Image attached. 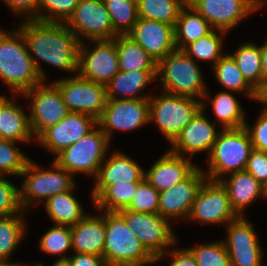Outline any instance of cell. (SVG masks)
Segmentation results:
<instances>
[{"instance_id":"1","label":"cell","mask_w":267,"mask_h":266,"mask_svg":"<svg viewBox=\"0 0 267 266\" xmlns=\"http://www.w3.org/2000/svg\"><path fill=\"white\" fill-rule=\"evenodd\" d=\"M18 29L43 81L46 75L38 62L39 59L67 72L78 71L81 42L66 23L25 20Z\"/></svg>"},{"instance_id":"2","label":"cell","mask_w":267,"mask_h":266,"mask_svg":"<svg viewBox=\"0 0 267 266\" xmlns=\"http://www.w3.org/2000/svg\"><path fill=\"white\" fill-rule=\"evenodd\" d=\"M0 79L14 95H22L43 81L18 28L12 32L0 30Z\"/></svg>"},{"instance_id":"3","label":"cell","mask_w":267,"mask_h":266,"mask_svg":"<svg viewBox=\"0 0 267 266\" xmlns=\"http://www.w3.org/2000/svg\"><path fill=\"white\" fill-rule=\"evenodd\" d=\"M104 219L103 257L107 266H146L154 263V257L117 212H104Z\"/></svg>"},{"instance_id":"4","label":"cell","mask_w":267,"mask_h":266,"mask_svg":"<svg viewBox=\"0 0 267 266\" xmlns=\"http://www.w3.org/2000/svg\"><path fill=\"white\" fill-rule=\"evenodd\" d=\"M221 130L208 155V173L205 176L212 181H220L227 172L245 170L253 149L245 127Z\"/></svg>"},{"instance_id":"5","label":"cell","mask_w":267,"mask_h":266,"mask_svg":"<svg viewBox=\"0 0 267 266\" xmlns=\"http://www.w3.org/2000/svg\"><path fill=\"white\" fill-rule=\"evenodd\" d=\"M163 92L192 98H209L197 63L182 50H175L157 63Z\"/></svg>"},{"instance_id":"6","label":"cell","mask_w":267,"mask_h":266,"mask_svg":"<svg viewBox=\"0 0 267 266\" xmlns=\"http://www.w3.org/2000/svg\"><path fill=\"white\" fill-rule=\"evenodd\" d=\"M50 170L38 166L31 159L26 163L19 176H24L22 188L19 189V199L23 211L38 200L46 201L53 195L67 192L75 186L73 175L61 167L55 160ZM33 202V203H32ZM30 205V206H29Z\"/></svg>"},{"instance_id":"7","label":"cell","mask_w":267,"mask_h":266,"mask_svg":"<svg viewBox=\"0 0 267 266\" xmlns=\"http://www.w3.org/2000/svg\"><path fill=\"white\" fill-rule=\"evenodd\" d=\"M162 94L149 98V122H156L161 133L172 143L202 109L203 102L187 96Z\"/></svg>"},{"instance_id":"8","label":"cell","mask_w":267,"mask_h":266,"mask_svg":"<svg viewBox=\"0 0 267 266\" xmlns=\"http://www.w3.org/2000/svg\"><path fill=\"white\" fill-rule=\"evenodd\" d=\"M96 127L56 156L55 161L72 175L97 176L110 141L98 124Z\"/></svg>"},{"instance_id":"9","label":"cell","mask_w":267,"mask_h":266,"mask_svg":"<svg viewBox=\"0 0 267 266\" xmlns=\"http://www.w3.org/2000/svg\"><path fill=\"white\" fill-rule=\"evenodd\" d=\"M117 213L124 219L127 227L136 234V237L145 249L154 257V262L165 255L170 245L176 242L175 235L167 218L159 213H138L130 210H119Z\"/></svg>"},{"instance_id":"10","label":"cell","mask_w":267,"mask_h":266,"mask_svg":"<svg viewBox=\"0 0 267 266\" xmlns=\"http://www.w3.org/2000/svg\"><path fill=\"white\" fill-rule=\"evenodd\" d=\"M22 95L26 99H31L29 122L32 134L36 139L70 112L59 87L55 83L47 86L42 81Z\"/></svg>"},{"instance_id":"11","label":"cell","mask_w":267,"mask_h":266,"mask_svg":"<svg viewBox=\"0 0 267 266\" xmlns=\"http://www.w3.org/2000/svg\"><path fill=\"white\" fill-rule=\"evenodd\" d=\"M54 83L59 87L70 112L86 113L96 120L101 117L108 100L106 85L85 79L78 73Z\"/></svg>"},{"instance_id":"12","label":"cell","mask_w":267,"mask_h":266,"mask_svg":"<svg viewBox=\"0 0 267 266\" xmlns=\"http://www.w3.org/2000/svg\"><path fill=\"white\" fill-rule=\"evenodd\" d=\"M94 42L92 49L83 41L80 43L77 73L85 79L106 85L120 71L116 37Z\"/></svg>"},{"instance_id":"13","label":"cell","mask_w":267,"mask_h":266,"mask_svg":"<svg viewBox=\"0 0 267 266\" xmlns=\"http://www.w3.org/2000/svg\"><path fill=\"white\" fill-rule=\"evenodd\" d=\"M66 24L80 42L84 36L92 42L113 40L118 35L103 0H80Z\"/></svg>"},{"instance_id":"14","label":"cell","mask_w":267,"mask_h":266,"mask_svg":"<svg viewBox=\"0 0 267 266\" xmlns=\"http://www.w3.org/2000/svg\"><path fill=\"white\" fill-rule=\"evenodd\" d=\"M238 217L221 182L206 179L196 195L188 218L207 224H228Z\"/></svg>"},{"instance_id":"15","label":"cell","mask_w":267,"mask_h":266,"mask_svg":"<svg viewBox=\"0 0 267 266\" xmlns=\"http://www.w3.org/2000/svg\"><path fill=\"white\" fill-rule=\"evenodd\" d=\"M149 123V99H108L97 124L111 139L112 130L132 131Z\"/></svg>"},{"instance_id":"16","label":"cell","mask_w":267,"mask_h":266,"mask_svg":"<svg viewBox=\"0 0 267 266\" xmlns=\"http://www.w3.org/2000/svg\"><path fill=\"white\" fill-rule=\"evenodd\" d=\"M187 3L222 35L258 9L255 0H189Z\"/></svg>"},{"instance_id":"17","label":"cell","mask_w":267,"mask_h":266,"mask_svg":"<svg viewBox=\"0 0 267 266\" xmlns=\"http://www.w3.org/2000/svg\"><path fill=\"white\" fill-rule=\"evenodd\" d=\"M224 241L232 266H262L264 255L255 230L246 218L239 216L227 224Z\"/></svg>"},{"instance_id":"18","label":"cell","mask_w":267,"mask_h":266,"mask_svg":"<svg viewBox=\"0 0 267 266\" xmlns=\"http://www.w3.org/2000/svg\"><path fill=\"white\" fill-rule=\"evenodd\" d=\"M206 179L205 172L197 167L182 182L159 192L158 213L168 220L188 218L196 195Z\"/></svg>"},{"instance_id":"19","label":"cell","mask_w":267,"mask_h":266,"mask_svg":"<svg viewBox=\"0 0 267 266\" xmlns=\"http://www.w3.org/2000/svg\"><path fill=\"white\" fill-rule=\"evenodd\" d=\"M97 125V120L86 113L69 112L55 126L45 130L38 143L56 156L64 149L78 142Z\"/></svg>"},{"instance_id":"20","label":"cell","mask_w":267,"mask_h":266,"mask_svg":"<svg viewBox=\"0 0 267 266\" xmlns=\"http://www.w3.org/2000/svg\"><path fill=\"white\" fill-rule=\"evenodd\" d=\"M158 63L176 50L174 26L139 18L127 34Z\"/></svg>"},{"instance_id":"21","label":"cell","mask_w":267,"mask_h":266,"mask_svg":"<svg viewBox=\"0 0 267 266\" xmlns=\"http://www.w3.org/2000/svg\"><path fill=\"white\" fill-rule=\"evenodd\" d=\"M205 106V103H202V109L171 143L173 148L170 149L171 152L183 157L185 153L192 157L202 151L208 152L209 155L220 132L215 130V123L210 122L204 115Z\"/></svg>"},{"instance_id":"22","label":"cell","mask_w":267,"mask_h":266,"mask_svg":"<svg viewBox=\"0 0 267 266\" xmlns=\"http://www.w3.org/2000/svg\"><path fill=\"white\" fill-rule=\"evenodd\" d=\"M145 171L127 155L114 152L105 163L101 164L95 177L96 183L92 190L93 202L108 188L116 184L142 182Z\"/></svg>"},{"instance_id":"23","label":"cell","mask_w":267,"mask_h":266,"mask_svg":"<svg viewBox=\"0 0 267 266\" xmlns=\"http://www.w3.org/2000/svg\"><path fill=\"white\" fill-rule=\"evenodd\" d=\"M198 166L170 150L145 172V179L158 191H165L185 180Z\"/></svg>"},{"instance_id":"24","label":"cell","mask_w":267,"mask_h":266,"mask_svg":"<svg viewBox=\"0 0 267 266\" xmlns=\"http://www.w3.org/2000/svg\"><path fill=\"white\" fill-rule=\"evenodd\" d=\"M72 248L75 253H87L103 257L105 243V219L87 215L71 226Z\"/></svg>"},{"instance_id":"25","label":"cell","mask_w":267,"mask_h":266,"mask_svg":"<svg viewBox=\"0 0 267 266\" xmlns=\"http://www.w3.org/2000/svg\"><path fill=\"white\" fill-rule=\"evenodd\" d=\"M227 180L221 179L220 182L227 190L231 207L238 216H243L242 212L254 200L260 196L266 197V188L246 170L231 173Z\"/></svg>"},{"instance_id":"26","label":"cell","mask_w":267,"mask_h":266,"mask_svg":"<svg viewBox=\"0 0 267 266\" xmlns=\"http://www.w3.org/2000/svg\"><path fill=\"white\" fill-rule=\"evenodd\" d=\"M156 78L157 70L119 71L106 84L107 98L118 99L123 96L119 99H149L151 97L149 95L142 97L136 95Z\"/></svg>"},{"instance_id":"27","label":"cell","mask_w":267,"mask_h":266,"mask_svg":"<svg viewBox=\"0 0 267 266\" xmlns=\"http://www.w3.org/2000/svg\"><path fill=\"white\" fill-rule=\"evenodd\" d=\"M213 30L208 21L186 3L181 8L174 26L176 49L182 50L186 45L205 37Z\"/></svg>"},{"instance_id":"28","label":"cell","mask_w":267,"mask_h":266,"mask_svg":"<svg viewBox=\"0 0 267 266\" xmlns=\"http://www.w3.org/2000/svg\"><path fill=\"white\" fill-rule=\"evenodd\" d=\"M12 100L13 97L0 109V138L14 142H30L34 136L29 115Z\"/></svg>"},{"instance_id":"29","label":"cell","mask_w":267,"mask_h":266,"mask_svg":"<svg viewBox=\"0 0 267 266\" xmlns=\"http://www.w3.org/2000/svg\"><path fill=\"white\" fill-rule=\"evenodd\" d=\"M75 186L64 193L53 195L44 203L46 212L55 225L74 226L86 215L78 200L73 196Z\"/></svg>"},{"instance_id":"30","label":"cell","mask_w":267,"mask_h":266,"mask_svg":"<svg viewBox=\"0 0 267 266\" xmlns=\"http://www.w3.org/2000/svg\"><path fill=\"white\" fill-rule=\"evenodd\" d=\"M120 71L157 70L155 60L128 35L116 36Z\"/></svg>"},{"instance_id":"31","label":"cell","mask_w":267,"mask_h":266,"mask_svg":"<svg viewBox=\"0 0 267 266\" xmlns=\"http://www.w3.org/2000/svg\"><path fill=\"white\" fill-rule=\"evenodd\" d=\"M230 55L242 72L244 79L257 92L263 85L261 46L244 43Z\"/></svg>"},{"instance_id":"32","label":"cell","mask_w":267,"mask_h":266,"mask_svg":"<svg viewBox=\"0 0 267 266\" xmlns=\"http://www.w3.org/2000/svg\"><path fill=\"white\" fill-rule=\"evenodd\" d=\"M214 75L220 85L231 91L246 92L247 97L257 99V92L244 79L242 72L238 68L235 60L230 54H224L214 64Z\"/></svg>"},{"instance_id":"33","label":"cell","mask_w":267,"mask_h":266,"mask_svg":"<svg viewBox=\"0 0 267 266\" xmlns=\"http://www.w3.org/2000/svg\"><path fill=\"white\" fill-rule=\"evenodd\" d=\"M185 0H137L138 16L175 26Z\"/></svg>"},{"instance_id":"34","label":"cell","mask_w":267,"mask_h":266,"mask_svg":"<svg viewBox=\"0 0 267 266\" xmlns=\"http://www.w3.org/2000/svg\"><path fill=\"white\" fill-rule=\"evenodd\" d=\"M210 101L216 118L222 124V129L245 126L244 112L231 93L226 91L218 92L213 99L210 98Z\"/></svg>"},{"instance_id":"35","label":"cell","mask_w":267,"mask_h":266,"mask_svg":"<svg viewBox=\"0 0 267 266\" xmlns=\"http://www.w3.org/2000/svg\"><path fill=\"white\" fill-rule=\"evenodd\" d=\"M110 15L114 31L127 35L138 21L137 0H103Z\"/></svg>"},{"instance_id":"36","label":"cell","mask_w":267,"mask_h":266,"mask_svg":"<svg viewBox=\"0 0 267 266\" xmlns=\"http://www.w3.org/2000/svg\"><path fill=\"white\" fill-rule=\"evenodd\" d=\"M141 182H129L108 187L95 201L94 207L104 212H117L131 202Z\"/></svg>"},{"instance_id":"37","label":"cell","mask_w":267,"mask_h":266,"mask_svg":"<svg viewBox=\"0 0 267 266\" xmlns=\"http://www.w3.org/2000/svg\"><path fill=\"white\" fill-rule=\"evenodd\" d=\"M20 214L0 217V259H9L16 249L26 231L24 218Z\"/></svg>"},{"instance_id":"38","label":"cell","mask_w":267,"mask_h":266,"mask_svg":"<svg viewBox=\"0 0 267 266\" xmlns=\"http://www.w3.org/2000/svg\"><path fill=\"white\" fill-rule=\"evenodd\" d=\"M222 42V38L213 30L205 37L186 45L182 51L193 60L194 56L202 61L212 60L214 65L223 56L220 53Z\"/></svg>"},{"instance_id":"39","label":"cell","mask_w":267,"mask_h":266,"mask_svg":"<svg viewBox=\"0 0 267 266\" xmlns=\"http://www.w3.org/2000/svg\"><path fill=\"white\" fill-rule=\"evenodd\" d=\"M80 0H39L37 8V21L66 23L74 14ZM46 13H41L42 10Z\"/></svg>"},{"instance_id":"40","label":"cell","mask_w":267,"mask_h":266,"mask_svg":"<svg viewBox=\"0 0 267 266\" xmlns=\"http://www.w3.org/2000/svg\"><path fill=\"white\" fill-rule=\"evenodd\" d=\"M198 266H232L224 242H214L188 248Z\"/></svg>"},{"instance_id":"41","label":"cell","mask_w":267,"mask_h":266,"mask_svg":"<svg viewBox=\"0 0 267 266\" xmlns=\"http://www.w3.org/2000/svg\"><path fill=\"white\" fill-rule=\"evenodd\" d=\"M17 142L0 138V175L19 176L29 158L14 145Z\"/></svg>"},{"instance_id":"42","label":"cell","mask_w":267,"mask_h":266,"mask_svg":"<svg viewBox=\"0 0 267 266\" xmlns=\"http://www.w3.org/2000/svg\"><path fill=\"white\" fill-rule=\"evenodd\" d=\"M39 247L43 252L62 255L72 248L71 227L54 225L42 236Z\"/></svg>"},{"instance_id":"43","label":"cell","mask_w":267,"mask_h":266,"mask_svg":"<svg viewBox=\"0 0 267 266\" xmlns=\"http://www.w3.org/2000/svg\"><path fill=\"white\" fill-rule=\"evenodd\" d=\"M159 192L144 179L137 187L135 194L125 210L138 213H158Z\"/></svg>"},{"instance_id":"44","label":"cell","mask_w":267,"mask_h":266,"mask_svg":"<svg viewBox=\"0 0 267 266\" xmlns=\"http://www.w3.org/2000/svg\"><path fill=\"white\" fill-rule=\"evenodd\" d=\"M22 211L18 187L0 175V217L20 214Z\"/></svg>"},{"instance_id":"45","label":"cell","mask_w":267,"mask_h":266,"mask_svg":"<svg viewBox=\"0 0 267 266\" xmlns=\"http://www.w3.org/2000/svg\"><path fill=\"white\" fill-rule=\"evenodd\" d=\"M265 188L267 187V152L252 149L245 169Z\"/></svg>"},{"instance_id":"46","label":"cell","mask_w":267,"mask_h":266,"mask_svg":"<svg viewBox=\"0 0 267 266\" xmlns=\"http://www.w3.org/2000/svg\"><path fill=\"white\" fill-rule=\"evenodd\" d=\"M244 127L249 133L253 148L267 152V111L261 112L252 128L247 122Z\"/></svg>"},{"instance_id":"47","label":"cell","mask_w":267,"mask_h":266,"mask_svg":"<svg viewBox=\"0 0 267 266\" xmlns=\"http://www.w3.org/2000/svg\"><path fill=\"white\" fill-rule=\"evenodd\" d=\"M16 14L26 15L25 20H37L39 0H3ZM28 13V14H27ZM28 15V16H27Z\"/></svg>"},{"instance_id":"48","label":"cell","mask_w":267,"mask_h":266,"mask_svg":"<svg viewBox=\"0 0 267 266\" xmlns=\"http://www.w3.org/2000/svg\"><path fill=\"white\" fill-rule=\"evenodd\" d=\"M72 266H107L104 257L87 253H75L68 257Z\"/></svg>"},{"instance_id":"49","label":"cell","mask_w":267,"mask_h":266,"mask_svg":"<svg viewBox=\"0 0 267 266\" xmlns=\"http://www.w3.org/2000/svg\"><path fill=\"white\" fill-rule=\"evenodd\" d=\"M167 255H171L172 262L170 266H198L192 252L187 249H172Z\"/></svg>"},{"instance_id":"50","label":"cell","mask_w":267,"mask_h":266,"mask_svg":"<svg viewBox=\"0 0 267 266\" xmlns=\"http://www.w3.org/2000/svg\"><path fill=\"white\" fill-rule=\"evenodd\" d=\"M261 63L264 83L267 79V41L261 46Z\"/></svg>"},{"instance_id":"51","label":"cell","mask_w":267,"mask_h":266,"mask_svg":"<svg viewBox=\"0 0 267 266\" xmlns=\"http://www.w3.org/2000/svg\"><path fill=\"white\" fill-rule=\"evenodd\" d=\"M256 100L265 104L263 109L267 111V79L264 81L262 87L257 91Z\"/></svg>"},{"instance_id":"52","label":"cell","mask_w":267,"mask_h":266,"mask_svg":"<svg viewBox=\"0 0 267 266\" xmlns=\"http://www.w3.org/2000/svg\"><path fill=\"white\" fill-rule=\"evenodd\" d=\"M52 266H72L70 263V260L68 259V256H61L58 258L57 261L54 262Z\"/></svg>"},{"instance_id":"53","label":"cell","mask_w":267,"mask_h":266,"mask_svg":"<svg viewBox=\"0 0 267 266\" xmlns=\"http://www.w3.org/2000/svg\"><path fill=\"white\" fill-rule=\"evenodd\" d=\"M0 266H25L21 263H10L8 262V259H0Z\"/></svg>"},{"instance_id":"54","label":"cell","mask_w":267,"mask_h":266,"mask_svg":"<svg viewBox=\"0 0 267 266\" xmlns=\"http://www.w3.org/2000/svg\"><path fill=\"white\" fill-rule=\"evenodd\" d=\"M8 100L4 95L0 96V109Z\"/></svg>"},{"instance_id":"55","label":"cell","mask_w":267,"mask_h":266,"mask_svg":"<svg viewBox=\"0 0 267 266\" xmlns=\"http://www.w3.org/2000/svg\"><path fill=\"white\" fill-rule=\"evenodd\" d=\"M255 1L258 3V9L265 3L263 0H255Z\"/></svg>"}]
</instances>
